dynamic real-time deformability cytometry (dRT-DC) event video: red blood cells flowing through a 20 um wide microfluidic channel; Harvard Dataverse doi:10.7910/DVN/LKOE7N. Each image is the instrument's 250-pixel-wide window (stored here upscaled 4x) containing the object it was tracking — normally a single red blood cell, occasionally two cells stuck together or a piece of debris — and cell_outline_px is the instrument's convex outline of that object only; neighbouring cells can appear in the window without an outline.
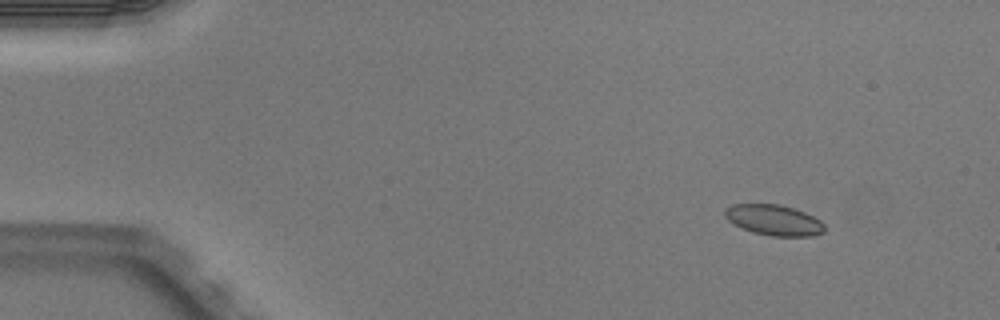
{"species": "Egyptian fruit bat (a non-hibernating species)", "species_latin": "Rousettus aegyptiacus", "temperature_condition": "warm", "stored_images_in_passage": 6, "camera_frame_rate_fps": 3000, "um_per_image_px": 0.085, "animal": {"sex": "male"}, "frame": {"image": 1, "passage_image": 2, "time_ms": 0.333, "image_size_px": [1000, 320], "cell_outline_px": [[824, 232], [812, 236], [772, 236], [752, 232], [728, 220], [724, 216], [724, 208], [732, 204], [780, 204], [804, 212], [820, 220], [824, 224]], "centroid_in_image_um": [65.77, 18.7], "position_along_channel_um": 19.2, "area_um2": 17.69}}
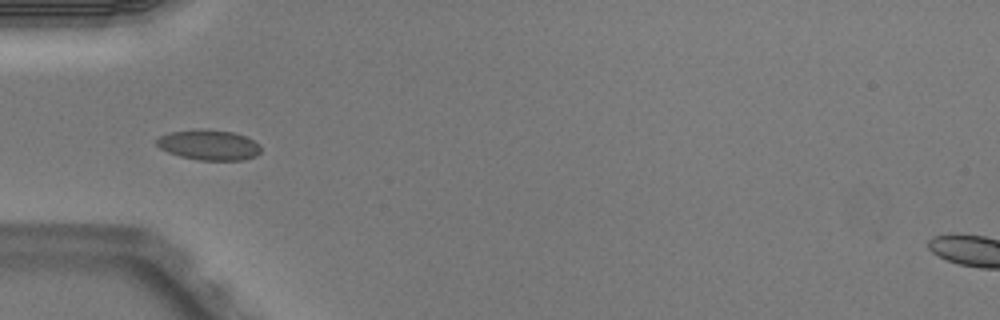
{"frame": {"image": 2, "passage_image": 5, "time_ms": 1.333, "image_size_px": [1000, 320], "cell_outline_px": [[260, 152], [256, 156], [244, 160], [200, 160], [180, 156], [168, 152], [160, 148], [156, 144], [156, 140], [160, 136], [168, 132], [196, 128], [204, 128], [232, 132], [244, 136], [252, 140], [260, 148]], "centroid_in_image_um": [17.71, 12.31], "position_along_channel_um": 67.3, "area_um2": 18.44}}